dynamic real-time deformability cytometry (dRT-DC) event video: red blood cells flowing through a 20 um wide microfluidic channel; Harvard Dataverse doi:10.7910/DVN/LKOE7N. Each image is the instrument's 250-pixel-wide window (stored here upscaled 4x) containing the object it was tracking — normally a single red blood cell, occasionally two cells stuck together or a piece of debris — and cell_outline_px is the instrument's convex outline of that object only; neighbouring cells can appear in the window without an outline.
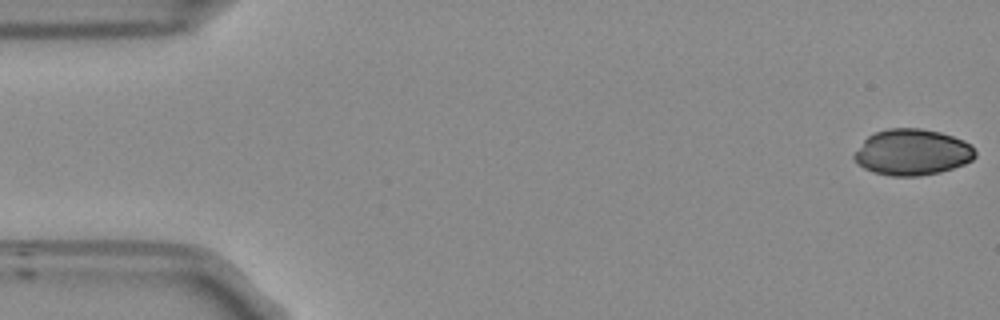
{"species": "Egyptian fruit bat (a non-hibernating species)", "species_latin": "Rousettus aegyptiacus", "temperature_condition": "room temperature", "stored_images_in_passage": 53, "camera_frame_rate_fps": 3000, "um_per_image_px": 0.085, "frame": {"image": 1, "passage_image": 1, "time_ms": 0.0, "image_size_px": [1000, 320], "cell_outline_px": [[976, 156], [972, 160], [964, 164], [940, 172], [920, 176], [892, 176], [872, 172], [864, 168], [852, 156], [864, 140], [868, 136], [876, 132], [888, 128], [920, 128], [940, 132], [964, 140], [972, 144], [976, 152]], "centroid_in_image_um": [77.57, 12.94], "position_along_channel_um": 7.4, "area_um2": 32.54}}
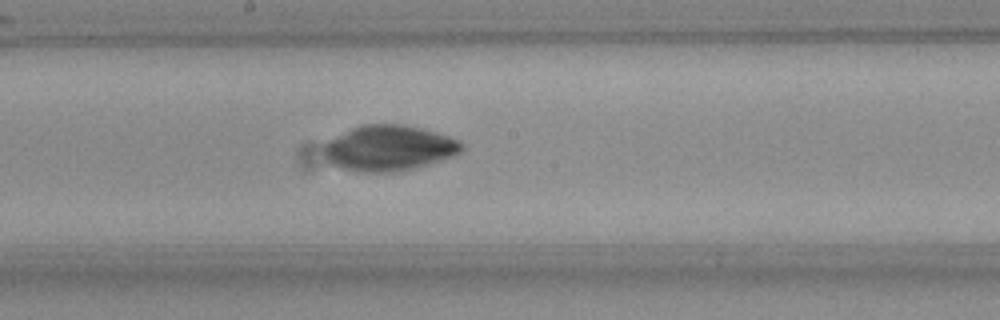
{"frame": {"image": 2, "passage_image": 28, "time_ms": 9.0, "image_size_px": [1000, 320], "cell_outline_px": [[460, 148], [452, 156], [416, 168], [400, 172], [356, 172], [340, 168], [332, 164], [328, 160], [324, 152], [324, 144], [328, 140], [360, 124], [400, 124], [420, 128], [436, 132], [448, 136], [456, 140], [460, 144]], "centroid_in_image_um": [32.98, 12.6], "position_along_channel_um": 215.2, "area_um2": 36.3}}
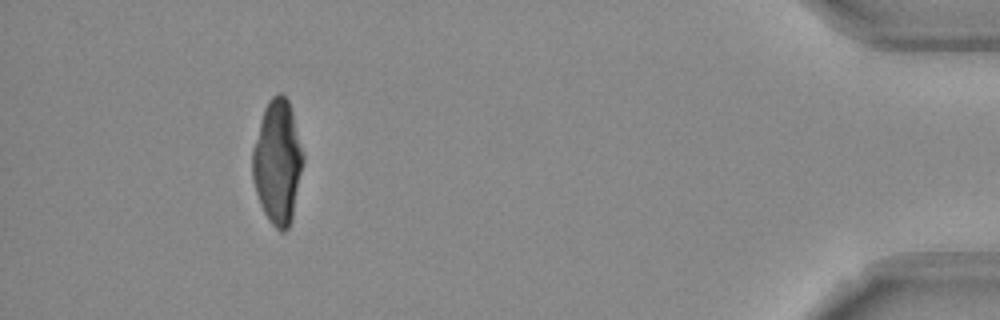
{"frame": {"image": 3, "passage_image": 49, "time_ms": 16.0, "image_size_px": [1000, 320], "cell_outline_px": [[304, 160], [292, 220], [288, 228], [284, 232], [280, 232], [268, 220], [260, 204], [252, 180], [252, 148], [264, 108], [268, 100], [272, 96], [280, 92], [288, 100], [292, 112], [304, 156]], "centroid_in_image_um": [23.58, 13.79], "position_along_channel_um": 411.6, "area_um2": 36.65}}